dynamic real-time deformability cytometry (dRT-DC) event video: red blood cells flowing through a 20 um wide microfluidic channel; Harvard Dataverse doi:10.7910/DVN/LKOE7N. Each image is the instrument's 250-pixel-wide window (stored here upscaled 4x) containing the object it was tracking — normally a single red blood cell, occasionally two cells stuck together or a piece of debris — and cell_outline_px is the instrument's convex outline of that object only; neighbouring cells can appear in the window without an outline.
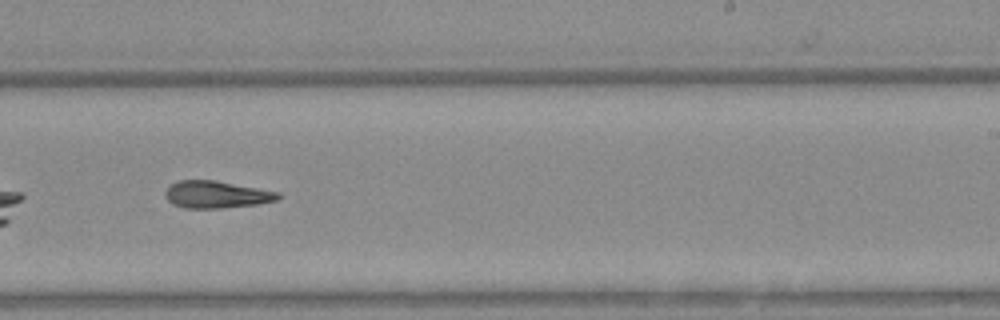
{"species": "Egyptian fruit bat (a non-hibernating species)", "species_latin": "Rousettus aegyptiacus", "temperature_condition": "warm", "stored_images_in_passage": 35, "camera_frame_rate_fps": 3000, "um_per_image_px": 0.085, "animal": {"sex": "female"}, "frame": {"image": 1, "passage_image": 16, "time_ms": 5.0, "image_size_px": [1000, 320], "cell_outline_px": [[280, 196], [276, 200], [256, 204], [220, 208], [184, 208], [172, 204], [168, 200], [164, 192], [168, 184], [180, 180], [212, 180], [280, 192]], "centroid_in_image_um": [18.33, 16.53], "position_along_channel_um": 270.7, "area_um2": 17.74}}